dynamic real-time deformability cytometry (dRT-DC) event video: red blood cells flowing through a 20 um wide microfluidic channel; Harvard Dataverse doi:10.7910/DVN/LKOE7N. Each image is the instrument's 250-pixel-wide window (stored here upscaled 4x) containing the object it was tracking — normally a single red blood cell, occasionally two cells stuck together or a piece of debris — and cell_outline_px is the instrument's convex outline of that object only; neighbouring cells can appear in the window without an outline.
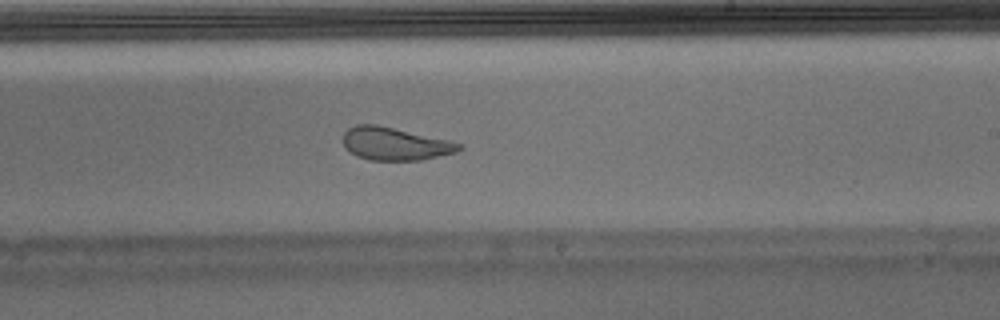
{"species": "Egyptian fruit bat (a non-hibernating species)", "species_latin": "Rousettus aegyptiacus", "temperature_condition": "warm", "stored_images_in_passage": 51, "camera_frame_rate_fps": 3000, "um_per_image_px": 0.085, "animal": {"sex": "male"}, "frame": {"image": 1, "passage_image": 30, "time_ms": 9.667, "image_size_px": [1000, 320], "cell_outline_px": [[464, 148], [456, 152], [420, 160], [368, 160], [356, 156], [348, 152], [344, 148], [344, 132], [348, 128], [356, 124], [376, 124], [448, 140], [464, 144]], "centroid_in_image_um": [33.55, 12.23], "position_along_channel_um": 255.5, "area_um2": 22.25}, "authors_computed_cell_mechanics": {"area_um2": 23.5246, "velocity_mm_per_s": 3.9468, "shape_relaxation_time_tau1_ms": null, "shape_relaxation_time_tau2_ms": 1.1329, "deformation_change_tau1": null, "deformation_change_tau2": 0.0868}}